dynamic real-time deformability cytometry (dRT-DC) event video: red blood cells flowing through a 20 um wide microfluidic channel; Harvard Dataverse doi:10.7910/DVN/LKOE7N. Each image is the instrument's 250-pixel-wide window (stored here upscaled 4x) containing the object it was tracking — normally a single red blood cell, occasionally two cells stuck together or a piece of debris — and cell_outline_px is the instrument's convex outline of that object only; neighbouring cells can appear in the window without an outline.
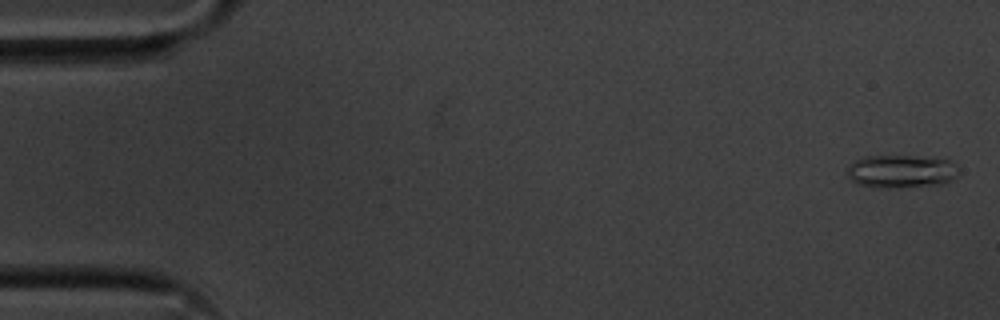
{"species": "common noctule bat (a hibernating species)", "species_latin": "Nyctalus noctula", "temperature_condition": "cold", "stored_images_in_passage": 13, "camera_frame_rate_fps": 3000, "um_per_image_px": 0.085, "animal": {"sex": "male", "body_mass_g": 20.1, "forearm_length_mm": 53.5}, "frame": {"image": 1, "passage_image": 2, "time_ms": 0.333, "image_size_px": [1000, 320], "cell_outline_px": [[960, 172], [952, 180], [944, 184], [896, 188], [872, 188], [856, 184], [844, 172], [848, 164], [864, 156], [912, 156], [948, 160], [956, 164]], "centroid_in_image_um": [76.56, 14.59], "position_along_channel_um": 8.4, "area_um2": 21.96}}